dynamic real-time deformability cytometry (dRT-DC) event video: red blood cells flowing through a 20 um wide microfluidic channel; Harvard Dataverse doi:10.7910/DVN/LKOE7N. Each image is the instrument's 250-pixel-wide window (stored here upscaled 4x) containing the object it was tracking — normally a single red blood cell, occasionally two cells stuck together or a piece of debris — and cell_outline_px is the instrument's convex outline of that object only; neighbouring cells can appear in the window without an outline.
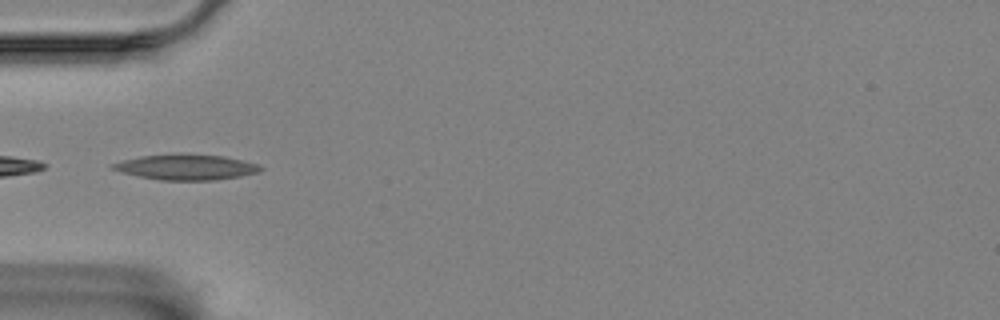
{"species": "Egyptian fruit bat (a non-hibernating species)", "species_latin": "Rousettus aegyptiacus", "temperature_condition": "room temperature", "stored_images_in_passage": 16, "camera_frame_rate_fps": 3000, "um_per_image_px": 0.085, "animal": {"sex": "female"}, "frame": {"image": 1, "passage_image": 1, "time_ms": 0.0, "image_size_px": [1000, 320], "cell_outline_px": [[264, 168], [260, 172], [240, 176], [216, 180], [160, 180], [140, 176], [124, 172], [112, 168], [112, 164], [124, 160], [140, 156], [180, 152], [224, 156], [260, 164]], "centroid_in_image_um": [15.9, 14.18], "position_along_channel_um": 69.1, "area_um2": 22.14}}
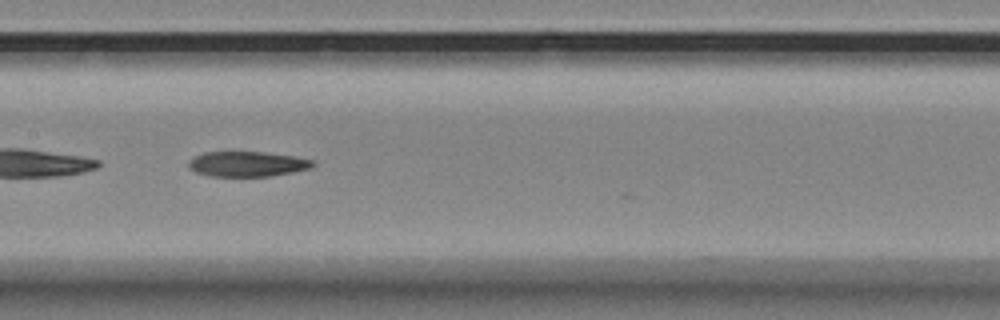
{"frame": {"image": 2, "passage_image": 11, "time_ms": 3.333, "image_size_px": [1000, 320], "cell_outline_px": [[316, 164], [312, 168], [272, 176], [212, 176], [196, 172], [188, 168], [188, 160], [204, 152], [264, 152], [296, 156], [312, 160]], "centroid_in_image_um": [21.04, 13.94], "position_along_channel_um": 186.4, "area_um2": 18.26}}
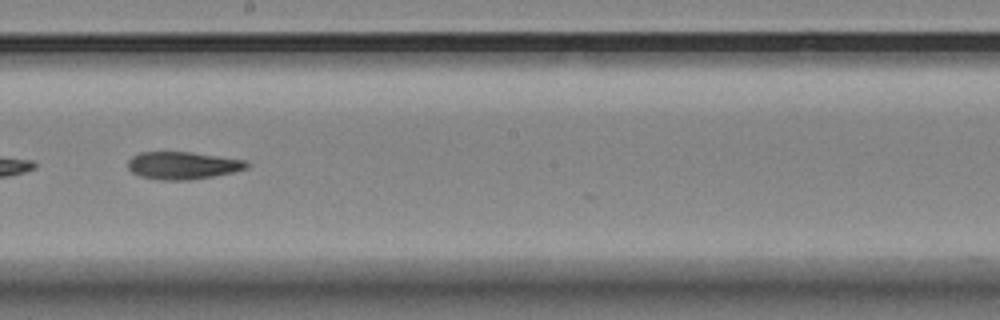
{"frame": {"image": 3, "passage_image": 15, "time_ms": 4.667, "image_size_px": [1000, 320], "cell_outline_px": [[248, 168], [232, 172], [212, 176], [188, 180], [160, 180], [140, 176], [132, 172], [128, 168], [128, 160], [132, 156], [140, 152], [188, 152], [244, 160], [248, 164]], "centroid_in_image_um": [15.48, 14.07], "position_along_channel_um": 232.7, "area_um2": 18.79}}